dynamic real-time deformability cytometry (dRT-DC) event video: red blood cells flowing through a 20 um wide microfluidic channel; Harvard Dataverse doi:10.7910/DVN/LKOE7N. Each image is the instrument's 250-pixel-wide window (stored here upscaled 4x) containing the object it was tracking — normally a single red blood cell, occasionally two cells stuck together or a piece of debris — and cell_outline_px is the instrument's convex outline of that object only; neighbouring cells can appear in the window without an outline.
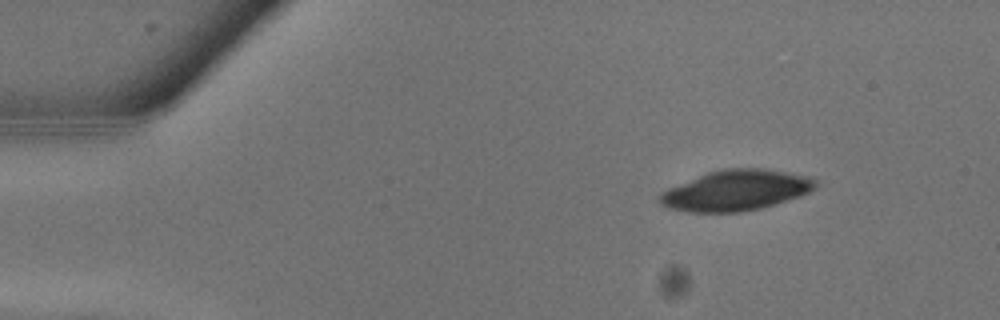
{"species": "common noctule bat (a hibernating species)", "species_latin": "Nyctalus noctula", "temperature_condition": "warm", "stored_images_in_passage": 10, "camera_frame_rate_fps": 3000, "um_per_image_px": 0.085, "animal": {"sex": "male", "body_mass_g": 13.3}, "frame": {"image": 1, "passage_image": 4, "time_ms": 1.0, "image_size_px": [1000, 320], "cell_outline_px": [[816, 188], [800, 196], [760, 208], [740, 212], [688, 212], [668, 208], [660, 204], [656, 200], [660, 192], [668, 188], [708, 172], [724, 168], [768, 168], [808, 176], [816, 180]], "centroid_in_image_um": [62.52, 16.18], "position_along_channel_um": 22.5, "area_um2": 36.93}}